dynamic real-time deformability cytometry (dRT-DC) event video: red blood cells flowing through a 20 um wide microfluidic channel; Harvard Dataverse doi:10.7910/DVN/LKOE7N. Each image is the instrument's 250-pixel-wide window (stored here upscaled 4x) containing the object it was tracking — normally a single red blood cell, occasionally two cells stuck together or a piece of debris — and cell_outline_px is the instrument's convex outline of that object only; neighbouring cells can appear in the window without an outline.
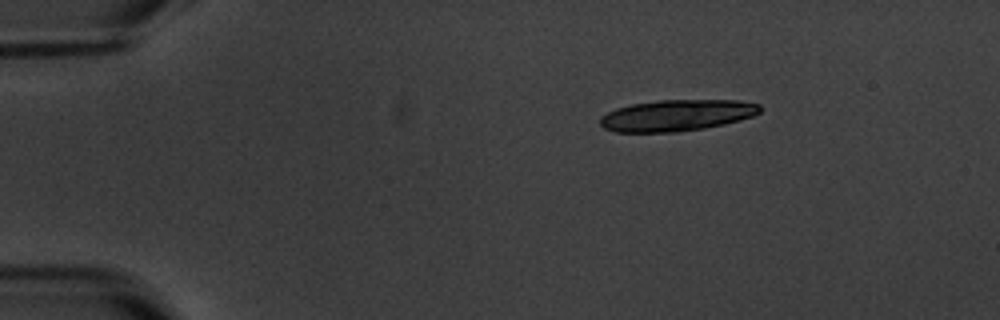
{"species": "common noctule bat (a hibernating species)", "species_latin": "Nyctalus noctula", "temperature_condition": "warm", "stored_images_in_passage": 4, "segment_of_instrument_passage": [1, 2], "camera_frame_rate_fps": 3000, "um_per_image_px": 0.085, "animal": {"sex": "male", "body_mass_g": 20.1, "forearm_length_mm": 53.5}, "frame": {"image": 1, "passage_image": 1, "time_ms": 0.0, "image_size_px": [1000, 320], "cell_outline_px": [[764, 108], [760, 112], [752, 116], [740, 120], [724, 124], [704, 128], [676, 132], [616, 132], [604, 128], [600, 124], [600, 116], [616, 108], [632, 104], [660, 100], [740, 100], [760, 104]], "centroid_in_image_um": [57.55, 9.8], "position_along_channel_um": 27.5, "area_um2": 29.3}}